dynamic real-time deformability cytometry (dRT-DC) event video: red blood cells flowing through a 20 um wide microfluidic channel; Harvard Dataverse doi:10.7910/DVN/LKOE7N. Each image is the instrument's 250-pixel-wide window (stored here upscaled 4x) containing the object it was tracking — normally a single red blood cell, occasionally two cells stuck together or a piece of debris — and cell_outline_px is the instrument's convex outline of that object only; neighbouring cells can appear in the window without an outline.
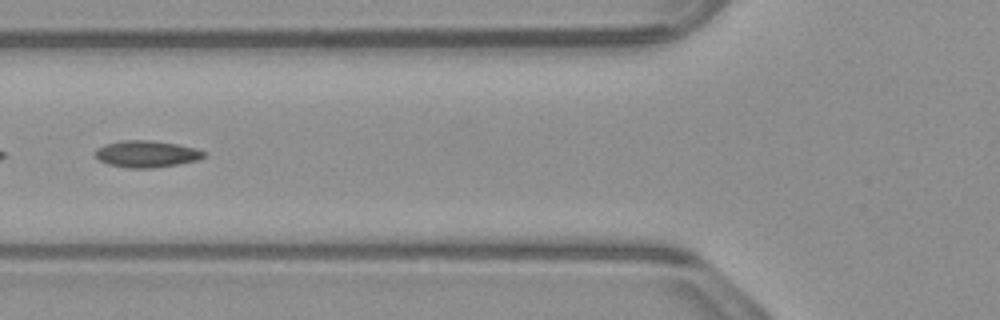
{"species": "common noctule bat (a hibernating species)", "species_latin": "Nyctalus noctula", "temperature_condition": "warm", "stored_images_in_passage": 52, "camera_frame_rate_fps": 3000, "um_per_image_px": 0.085, "animal": {"sex": "male", "body_mass_g": 23.1, "forearm_length_mm": 52.7}, "frame": {"image": 1, "passage_image": 19, "time_ms": 6.0, "image_size_px": [1000, 320], "cell_outline_px": [[208, 156], [200, 160], [152, 168], [128, 168], [108, 164], [100, 160], [96, 156], [96, 148], [104, 144], [120, 140], [148, 140], [176, 144], [196, 148], [208, 152]], "centroid_in_image_um": [12.5, 13.08], "position_along_channel_um": 113.3, "area_um2": 17.05}}
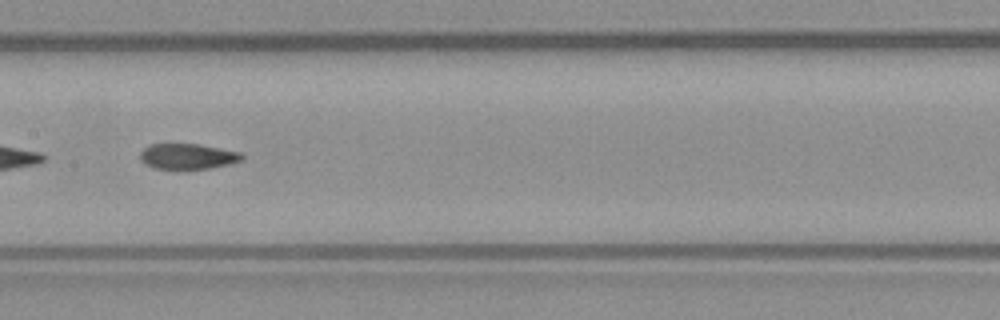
{"frame": {"image": 2, "passage_image": 25, "time_ms": 8.0, "image_size_px": [1000, 320], "cell_outline_px": [[244, 160], [228, 164], [208, 168], [156, 168], [140, 160], [140, 152], [148, 144], [200, 144], [240, 152], [244, 156]], "centroid_in_image_um": [15.97, 13.27], "position_along_channel_um": 191.4, "area_um2": 14.91}}
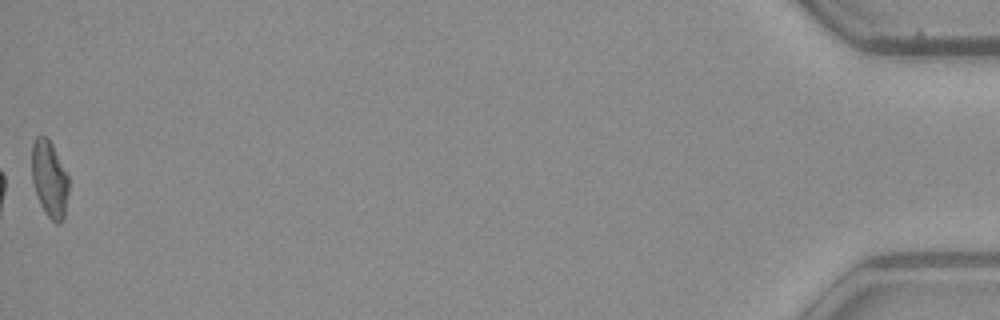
{"frame": {"image": 3, "passage_image": 52, "time_ms": 17.0, "image_size_px": [1000, 320], "cell_outline_px": [[68, 192], [64, 220], [60, 224], [56, 224], [48, 216], [40, 204], [36, 196], [32, 184], [32, 144], [36, 136], [48, 136], [68, 176]], "centroid_in_image_um": [4.19, 15.23], "position_along_channel_um": 431.0, "area_um2": 16.59}, "authors_computed_cell_mechanics": {"area_um2": 16.5308, "velocity_mm_per_s": 3.8928, "shape_relaxation_time_tau1_ms": null, "shape_relaxation_time_tau2_ms": 1.9768, "deformation_change_tau1": null, "deformation_change_tau2": 0.0737}}